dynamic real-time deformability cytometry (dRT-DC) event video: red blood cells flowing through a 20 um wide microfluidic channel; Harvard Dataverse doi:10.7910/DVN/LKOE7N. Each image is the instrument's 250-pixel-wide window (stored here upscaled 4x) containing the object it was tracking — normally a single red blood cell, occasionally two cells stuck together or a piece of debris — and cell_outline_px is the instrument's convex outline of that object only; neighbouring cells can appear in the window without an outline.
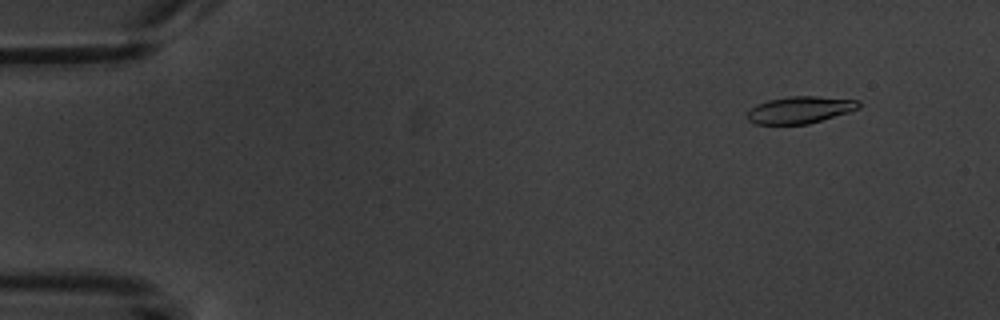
{"species": "common noctule bat (a hibernating species)", "species_latin": "Nyctalus noctula", "temperature_condition": "warm", "stored_images_in_passage": 5, "camera_frame_rate_fps": 3000, "um_per_image_px": 0.085, "animal": {"sex": "male", "body_mass_g": 20.1, "forearm_length_mm": 53.5}, "frame": {"image": 1, "passage_image": 2, "time_ms": 1.0, "image_size_px": [1000, 320], "cell_outline_px": [[860, 108], [848, 112], [808, 124], [756, 124], [748, 120], [748, 112], [756, 104], [768, 100], [788, 96], [816, 96], [860, 100]], "centroid_in_image_um": [68.01, 9.33], "position_along_channel_um": 17.0, "area_um2": 17.46}}